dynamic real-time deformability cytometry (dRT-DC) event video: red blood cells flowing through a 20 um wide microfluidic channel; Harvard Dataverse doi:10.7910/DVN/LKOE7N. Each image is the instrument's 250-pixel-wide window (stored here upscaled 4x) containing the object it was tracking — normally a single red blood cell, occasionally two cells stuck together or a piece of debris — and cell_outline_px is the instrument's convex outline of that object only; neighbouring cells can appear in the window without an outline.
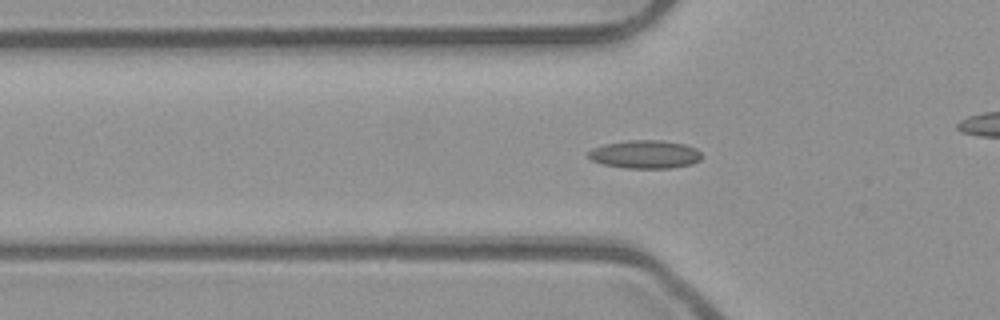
{"species": "common noctule bat (a hibernating species)", "species_latin": "Nyctalus noctula", "temperature_condition": "room temperature", "stored_images_in_passage": 51, "camera_frame_rate_fps": 3000, "um_per_image_px": 0.085, "animal": {"sex": "male", "body_mass_g": 23.1, "forearm_length_mm": 52.7}, "frame": {"image": 1, "passage_image": 15, "time_ms": 4.667, "image_size_px": [1000, 320], "cell_outline_px": [[700, 160], [692, 164], [672, 168], [624, 168], [604, 164], [592, 160], [588, 156], [588, 152], [592, 148], [604, 144], [628, 140], [664, 140], [684, 144], [696, 148], [700, 152]], "centroid_in_image_um": [54.84, 13.11], "position_along_channel_um": 71.0, "area_um2": 18.67}}
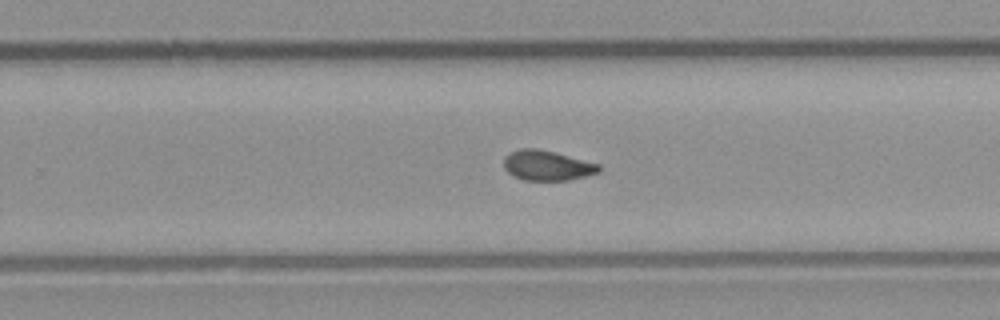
{"frame": {"image": 2, "passage_image": 31, "time_ms": 10.0, "image_size_px": [1000, 320], "cell_outline_px": [[600, 172], [568, 180], [524, 180], [512, 176], [504, 168], [504, 160], [512, 152], [520, 148], [536, 148], [600, 164]], "centroid_in_image_um": [46.5, 14.08], "position_along_channel_um": 283.3, "area_um2": 16.36}}
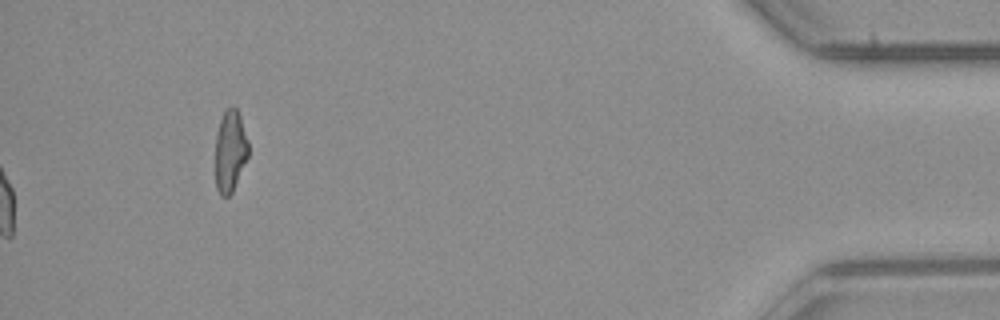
{"frame": {"image": 3, "passage_image": 51, "time_ms": 16.667, "image_size_px": [1000, 320], "cell_outline_px": [[248, 156], [232, 192], [228, 196], [220, 196], [216, 188], [216, 132], [220, 120], [224, 112], [228, 108], [236, 108], [240, 116], [248, 140]], "centroid_in_image_um": [19.56, 12.85], "position_along_channel_um": 415.6, "area_um2": 15.55}, "authors_computed_cell_mechanics": {"area_um2": 16.8776, "velocity_mm_per_s": 3.9718, "shape_relaxation_time_tau1_ms": 5.3341, "shape_relaxation_time_tau2_ms": 1.7549, "deformation_change_tau1": 0.1373, "deformation_change_tau2": 0.068}}